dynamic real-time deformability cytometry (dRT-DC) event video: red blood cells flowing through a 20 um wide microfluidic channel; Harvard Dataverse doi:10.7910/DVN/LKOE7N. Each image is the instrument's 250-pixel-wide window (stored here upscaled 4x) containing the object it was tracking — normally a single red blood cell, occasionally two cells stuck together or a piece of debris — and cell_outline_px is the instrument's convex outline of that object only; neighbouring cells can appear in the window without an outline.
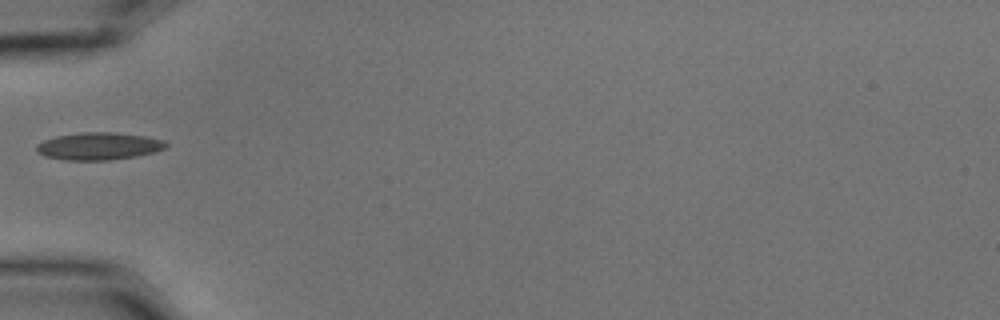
{"species": "common noctule bat (a hibernating species)", "species_latin": "Nyctalus noctula", "temperature_condition": "cold", "stored_images_in_passage": 2, "camera_frame_rate_fps": 3000, "um_per_image_px": 0.085, "animal": {"sex": "male", "body_mass_g": 15.6}, "frame": {"image": 1, "passage_image": 1, "time_ms": 0.0, "image_size_px": [1000, 320], "cell_outline_px": [[168, 144], [164, 148], [156, 152], [136, 156], [108, 160], [64, 160], [44, 156], [36, 152], [36, 144], [44, 140], [56, 136], [80, 132], [112, 132], [144, 136], [164, 140]], "centroid_in_image_um": [8.36, 12.42], "position_along_channel_um": 76.6, "area_um2": 20.75}}
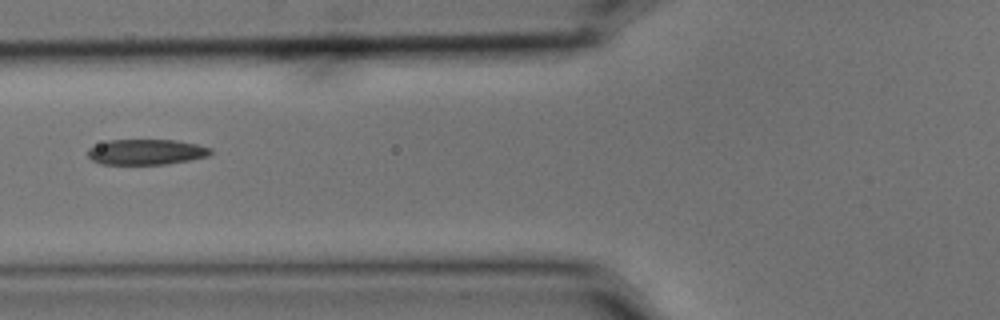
{"frame": {"image": 2, "passage_image": 2, "time_ms": 0.333, "image_size_px": [1000, 320], "cell_outline_px": [[212, 152], [208, 156], [188, 160], [164, 164], [100, 164], [92, 160], [88, 156], [88, 148], [108, 140], [176, 140], [196, 144], [212, 148]], "centroid_in_image_um": [12.42, 12.91], "position_along_channel_um": 113.4, "area_um2": 18.15}}